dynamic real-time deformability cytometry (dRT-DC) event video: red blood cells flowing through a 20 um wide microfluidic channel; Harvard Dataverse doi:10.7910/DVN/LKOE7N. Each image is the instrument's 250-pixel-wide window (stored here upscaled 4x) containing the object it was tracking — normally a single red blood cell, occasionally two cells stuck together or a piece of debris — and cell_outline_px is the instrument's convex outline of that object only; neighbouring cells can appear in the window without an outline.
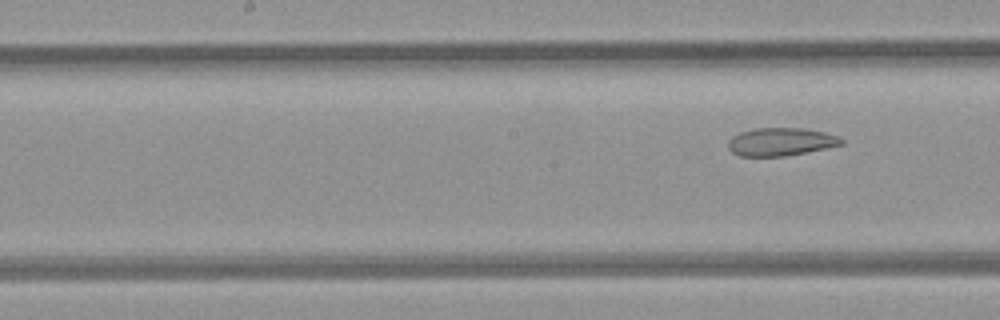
{"species": "common noctule bat (a hibernating species)", "species_latin": "Nyctalus noctula", "temperature_condition": "room temperature", "stored_images_in_passage": 6, "segment_of_instrument_passage": [2, 2], "camera_frame_rate_fps": 3000, "um_per_image_px": 0.085, "animal": {"sex": "female", "body_mass_g": 21.9}, "frame": {"image": 1, "passage_image": 6, "time_ms": 6.0, "image_size_px": [1000, 320], "cell_outline_px": [[844, 144], [784, 156], [740, 156], [732, 152], [728, 148], [728, 140], [732, 136], [740, 132], [756, 128], [804, 128], [824, 132], [836, 136], [844, 140]], "centroid_in_image_um": [66.33, 12.04], "position_along_channel_um": 181.9, "area_um2": 18.32}}